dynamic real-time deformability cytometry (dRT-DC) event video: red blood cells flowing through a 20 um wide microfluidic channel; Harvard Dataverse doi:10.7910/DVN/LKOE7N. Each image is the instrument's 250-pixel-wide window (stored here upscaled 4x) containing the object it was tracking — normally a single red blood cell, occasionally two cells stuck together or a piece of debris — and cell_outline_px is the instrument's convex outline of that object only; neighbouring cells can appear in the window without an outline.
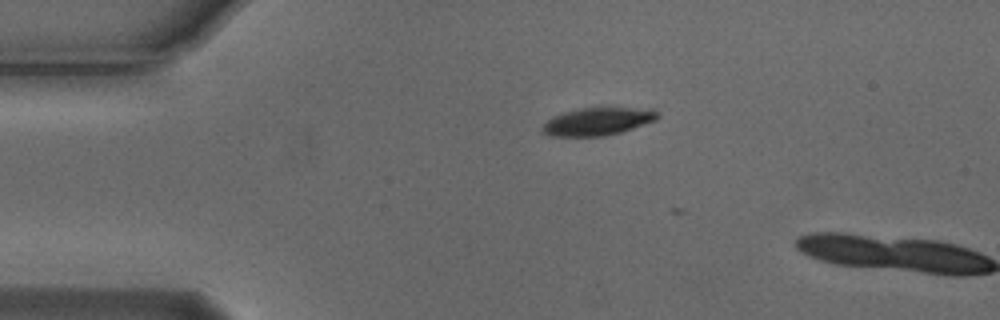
{"species": "Egyptian fruit bat (a non-hibernating species)", "species_latin": "Rousettus aegyptiacus", "temperature_condition": "cold", "stored_images_in_passage": 2, "camera_frame_rate_fps": 3000, "um_per_image_px": 0.085, "animal": {"sex": "male"}, "frame": {"image": 1, "passage_image": 1, "time_ms": 0.0, "image_size_px": [1000, 320], "cell_outline_px": [[660, 116], [656, 120], [620, 132], [604, 136], [548, 136], [540, 128], [552, 116], [576, 108], [600, 104], [652, 108], [660, 112]], "centroid_in_image_um": [50.87, 10.24], "position_along_channel_um": 34.1, "area_um2": 19.77}}